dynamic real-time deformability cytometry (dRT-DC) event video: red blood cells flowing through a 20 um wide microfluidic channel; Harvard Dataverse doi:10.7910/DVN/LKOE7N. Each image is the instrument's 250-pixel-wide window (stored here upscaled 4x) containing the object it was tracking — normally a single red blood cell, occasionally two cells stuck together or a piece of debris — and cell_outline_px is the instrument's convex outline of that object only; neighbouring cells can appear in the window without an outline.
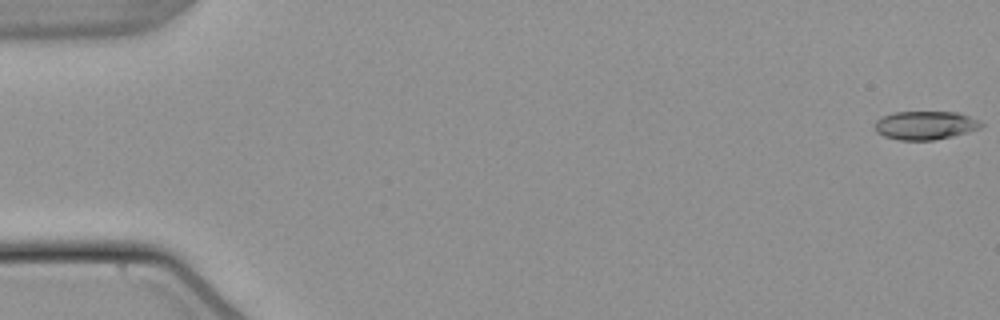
{"species": "common noctule bat (a hibernating species)", "species_latin": "Nyctalus noctula", "temperature_condition": "warm", "stored_images_in_passage": 11, "camera_frame_rate_fps": 3000, "um_per_image_px": 0.085, "animal": {"sex": "male", "body_mass_g": 21.5, "forearm_length_mm": 52.0}, "frame": {"image": 1, "passage_image": 1, "time_ms": 0.0, "image_size_px": [1000, 320], "cell_outline_px": [[984, 124], [980, 128], [968, 132], [952, 136], [932, 140], [900, 140], [884, 136], [876, 132], [876, 120], [884, 116], [896, 112], [956, 112], [980, 120]], "centroid_in_image_um": [78.67, 10.65], "position_along_channel_um": 6.3, "area_um2": 17.51}}